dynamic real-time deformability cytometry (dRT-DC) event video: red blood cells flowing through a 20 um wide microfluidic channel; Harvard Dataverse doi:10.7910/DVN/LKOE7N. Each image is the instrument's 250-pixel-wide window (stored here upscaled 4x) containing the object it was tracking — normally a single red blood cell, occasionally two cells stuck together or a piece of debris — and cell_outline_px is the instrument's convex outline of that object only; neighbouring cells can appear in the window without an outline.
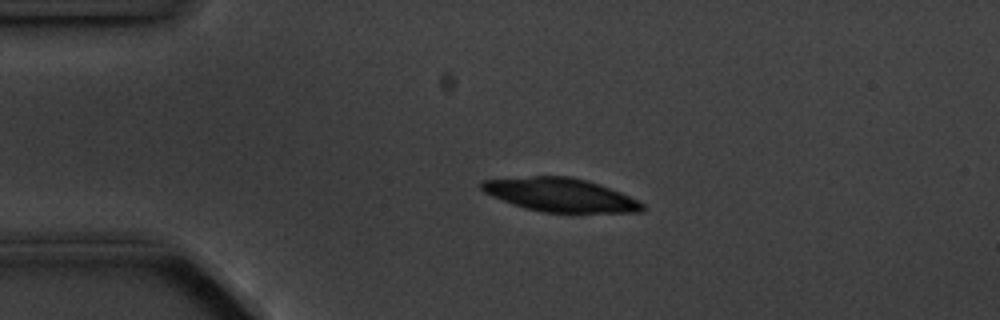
{"species": "common noctule bat (a hibernating species)", "species_latin": "Nyctalus noctula", "temperature_condition": "cold", "stored_images_in_passage": 3, "camera_frame_rate_fps": 3000, "um_per_image_px": 0.085, "animal": {"sex": "male", "body_mass_g": 20.1, "forearm_length_mm": 53.5}, "frame": {"image": 1, "passage_image": 3, "time_ms": 2.333, "image_size_px": [1000, 320], "cell_outline_px": [[644, 208], [640, 212], [544, 212], [524, 208], [512, 204], [492, 196], [484, 192], [480, 188], [480, 184], [484, 180], [532, 176], [568, 176], [600, 184], [620, 192], [644, 204]], "centroid_in_image_um": [47.6, 16.56], "position_along_channel_um": 37.4, "area_um2": 31.04}}